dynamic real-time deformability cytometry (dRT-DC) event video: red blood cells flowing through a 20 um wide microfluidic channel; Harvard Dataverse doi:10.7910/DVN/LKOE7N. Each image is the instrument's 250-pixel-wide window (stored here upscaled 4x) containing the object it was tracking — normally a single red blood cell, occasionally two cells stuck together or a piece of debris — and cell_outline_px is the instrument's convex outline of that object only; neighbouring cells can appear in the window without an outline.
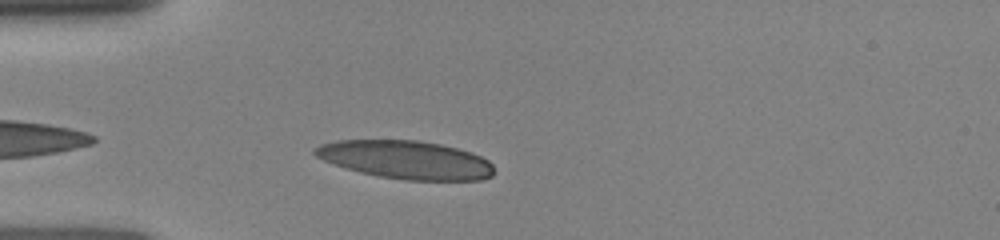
{"species": "human", "species_latin": "Homo sapiens", "temperature_condition": "room temperature", "stored_images_in_passage": 11, "camera_frame_rate_fps": 3000, "um_per_image_px": 0.085, "donor": {"sex": "female"}, "frame": {"image": 1, "passage_image": 1, "time_ms": 0.0, "image_size_px": [1000, 240], "cell_outline_px": [[496, 172], [492, 176], [480, 180], [404, 180], [380, 176], [360, 172], [344, 168], [332, 164], [316, 156], [312, 152], [312, 148], [320, 144], [336, 140], [416, 140], [440, 144], [472, 152], [488, 160], [492, 164]], "centroid_in_image_um": [34.49, 13.58], "position_along_channel_um": 50.5, "area_um2": 40.11}}
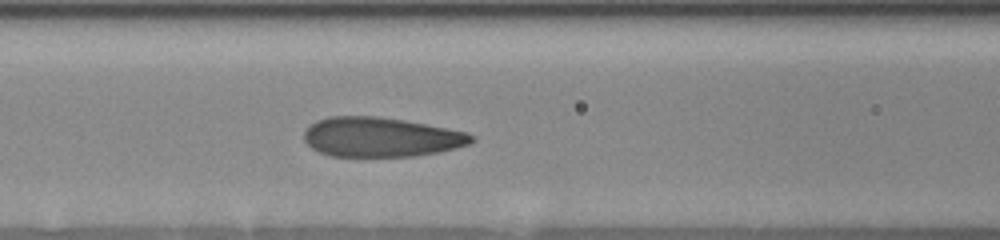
{"frame": {"image": 2, "passage_image": 8, "time_ms": 2.333, "image_size_px": [1000, 240], "cell_outline_px": [[476, 140], [472, 144], [456, 148], [416, 156], [332, 156], [320, 152], [312, 148], [304, 140], [304, 132], [316, 120], [328, 116], [376, 116], [404, 120], [468, 132]], "centroid_in_image_um": [32.39, 11.65], "position_along_channel_um": 134.2, "area_um2": 38.55}}
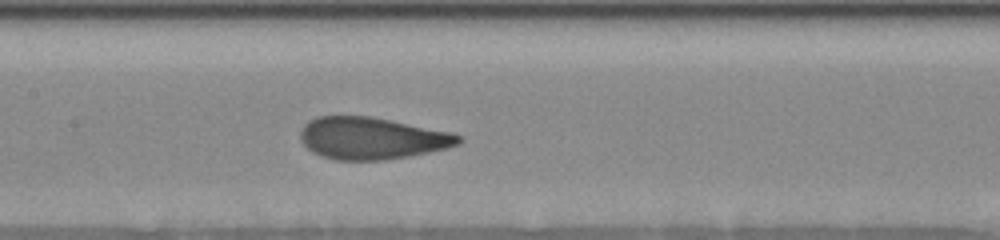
{"frame": {"image": 3, "passage_image": 11, "time_ms": 3.333, "image_size_px": [1000, 240], "cell_outline_px": [[464, 140], [460, 144], [428, 152], [408, 156], [384, 160], [336, 160], [320, 156], [312, 152], [300, 140], [300, 132], [304, 124], [308, 120], [320, 116], [368, 116], [452, 132], [464, 136]], "centroid_in_image_um": [31.6, 11.75], "position_along_channel_um": 175.8, "area_um2": 38.73}}